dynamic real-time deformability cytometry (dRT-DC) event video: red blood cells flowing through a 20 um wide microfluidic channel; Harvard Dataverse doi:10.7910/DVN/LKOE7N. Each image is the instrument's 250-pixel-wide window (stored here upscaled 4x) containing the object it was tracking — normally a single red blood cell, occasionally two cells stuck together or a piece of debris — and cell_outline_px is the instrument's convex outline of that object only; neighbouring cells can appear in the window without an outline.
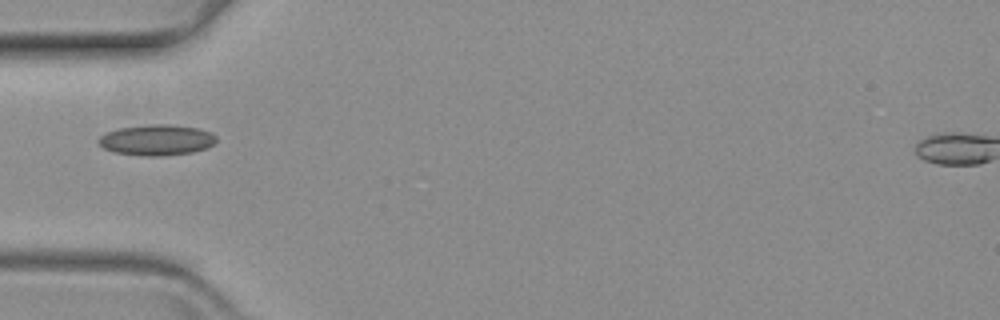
{"species": "common noctule bat (a hibernating species)", "species_latin": "Nyctalus noctula", "temperature_condition": "warm", "stored_images_in_passage": 42, "camera_frame_rate_fps": 3000, "um_per_image_px": 0.085, "animal": {"sex": "female", "body_mass_g": 19.3, "forearm_length_mm": 54.1}, "frame": {"image": 1, "passage_image": 1, "time_ms": 0.0, "image_size_px": [1000, 320], "cell_outline_px": [[216, 140], [212, 144], [204, 148], [192, 152], [160, 156], [148, 156], [112, 152], [104, 148], [96, 140], [104, 132], [120, 128], [148, 124], [168, 124], [196, 128], [208, 132], [216, 136]], "centroid_in_image_um": [13.25, 11.89], "position_along_channel_um": 71.8, "area_um2": 20.92}}
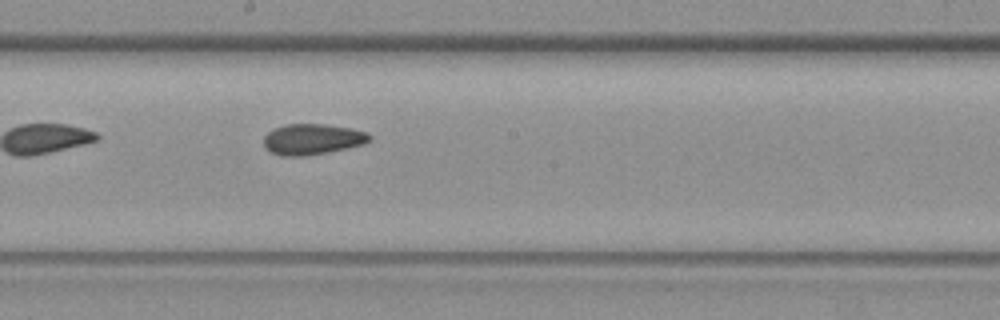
{"frame": {"image": 2, "passage_image": 14, "time_ms": 4.333, "image_size_px": [1000, 320], "cell_outline_px": [[372, 136], [364, 144], [328, 152], [304, 156], [280, 156], [268, 152], [264, 148], [264, 136], [268, 132], [276, 128], [288, 124], [324, 124], [352, 128], [368, 132]], "centroid_in_image_um": [26.53, 11.84], "position_along_channel_um": 221.7, "area_um2": 19.07}}
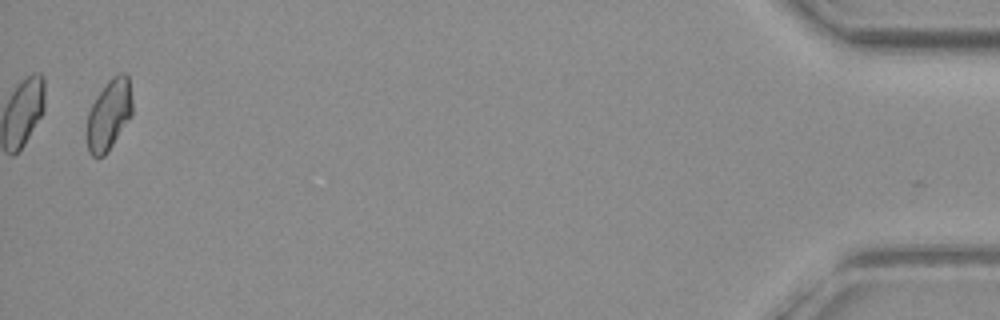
{"frame": {"image": 3, "passage_image": 40, "time_ms": 13.0, "image_size_px": [1000, 320], "cell_outline_px": [[132, 116], [104, 156], [92, 156], [88, 152], [88, 112], [92, 104], [108, 80], [112, 76], [120, 72], [124, 72], [128, 76], [132, 100]], "centroid_in_image_um": [9.29, 9.72], "position_along_channel_um": 425.9, "area_um2": 18.44}}